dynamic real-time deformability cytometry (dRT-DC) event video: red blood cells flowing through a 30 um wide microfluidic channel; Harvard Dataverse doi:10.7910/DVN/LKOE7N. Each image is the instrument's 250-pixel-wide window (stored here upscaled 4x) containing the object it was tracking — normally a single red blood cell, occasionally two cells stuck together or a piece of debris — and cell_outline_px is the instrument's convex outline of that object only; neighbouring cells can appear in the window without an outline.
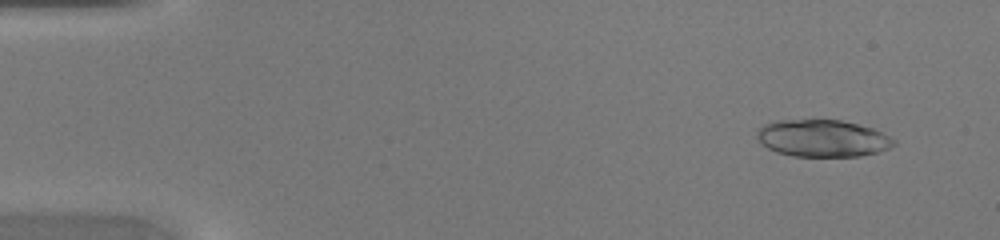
{"species": "common noctule bat (a hibernating species)", "species_latin": "Nyctalus noctula", "temperature_condition": "warm", "stored_images_in_passage": 39, "camera_frame_rate_fps": 3000, "um_per_image_px": 0.085, "animal": {"sex": "female", "body_mass_g": 20.0, "forearm_length_mm": 54.0}, "frame": {"image": 1, "passage_image": 4, "time_ms": 1.0, "image_size_px": [1000, 240], "cell_outline_px": [[896, 144], [888, 148], [876, 152], [860, 156], [792, 156], [776, 152], [760, 144], [756, 136], [756, 132], [764, 124], [780, 120], [840, 120], [872, 128], [896, 140]], "centroid_in_image_um": [69.88, 11.76], "position_along_channel_um": 15.1, "area_um2": 29.42}}